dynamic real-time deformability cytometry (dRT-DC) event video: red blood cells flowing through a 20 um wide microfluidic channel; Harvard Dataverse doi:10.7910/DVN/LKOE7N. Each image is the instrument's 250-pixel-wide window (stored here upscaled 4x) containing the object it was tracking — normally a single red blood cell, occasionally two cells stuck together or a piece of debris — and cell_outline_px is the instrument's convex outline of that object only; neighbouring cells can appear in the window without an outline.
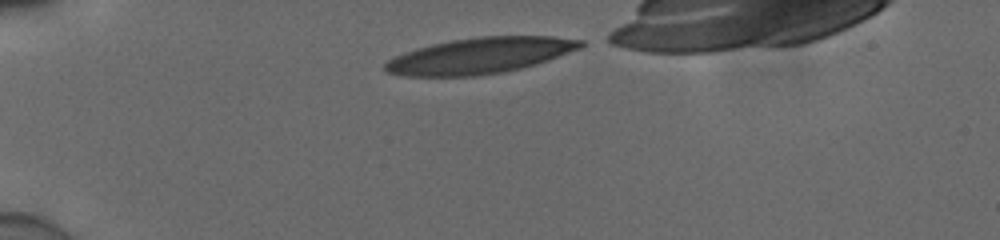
{"species": "human", "species_latin": "Homo sapiens", "temperature_condition": "cold", "stored_images_in_passage": 35, "camera_frame_rate_fps": 3000, "um_per_image_px": 0.085, "donor": {"sex": "male"}, "frame": {"image": 1, "passage_image": 1, "time_ms": 0.0, "image_size_px": [1000, 240], "cell_outline_px": [[584, 44], [580, 48], [548, 60], [536, 64], [504, 72], [472, 76], [408, 76], [388, 72], [384, 68], [384, 64], [388, 60], [404, 52], [416, 48], [432, 44], [452, 40], [480, 36], [552, 36], [584, 40]], "centroid_in_image_um": [40.81, 4.72], "position_along_channel_um": 44.2, "area_um2": 40.69}}
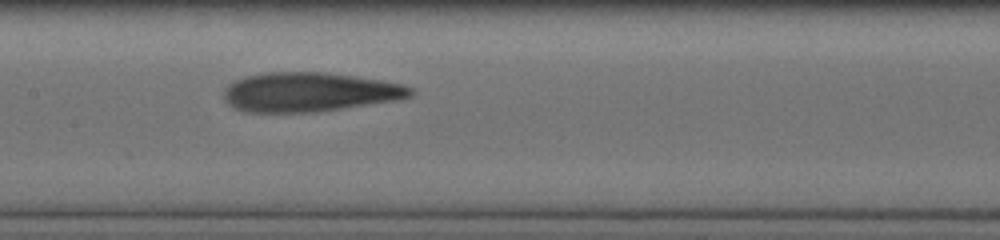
{"frame": {"image": 2, "passage_image": 15, "time_ms": 4.667, "image_size_px": [1000, 240], "cell_outline_px": [[416, 92], [412, 96], [400, 100], [312, 112], [244, 112], [228, 104], [224, 100], [224, 88], [228, 84], [244, 76], [264, 72], [328, 72], [380, 80], [400, 84], [412, 88]], "centroid_in_image_um": [26.28, 7.82], "position_along_channel_um": 181.1, "area_um2": 42.89}}
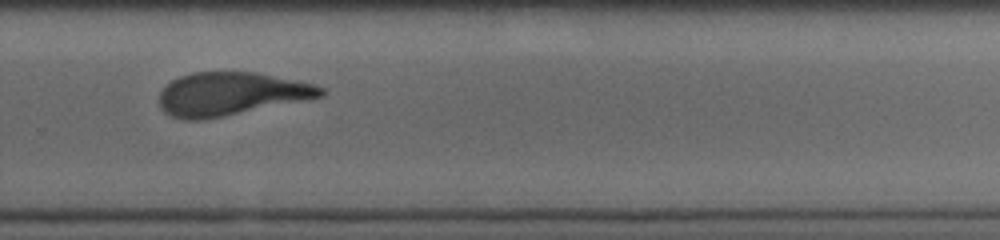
{"frame": {"image": 3, "passage_image": 25, "time_ms": 8.0, "image_size_px": [1000, 240], "cell_outline_px": [[324, 96], [204, 120], [184, 120], [172, 116], [164, 112], [160, 108], [160, 92], [172, 80], [180, 76], [192, 72], [256, 72], [296, 80], [312, 84], [324, 88]], "centroid_in_image_um": [19.6, 7.98], "position_along_channel_um": 310.2, "area_um2": 40.4}, "authors_computed_cell_mechanics": {"area_um2": 41.5582, "velocity_mm_per_s": 3.8885, "shape_relaxation_time_tau1_ms": 4.4914, "shape_relaxation_time_tau2_ms": 2.4509, "deformation_change_tau1": 0.2091, "deformation_change_tau2": 0.127}}